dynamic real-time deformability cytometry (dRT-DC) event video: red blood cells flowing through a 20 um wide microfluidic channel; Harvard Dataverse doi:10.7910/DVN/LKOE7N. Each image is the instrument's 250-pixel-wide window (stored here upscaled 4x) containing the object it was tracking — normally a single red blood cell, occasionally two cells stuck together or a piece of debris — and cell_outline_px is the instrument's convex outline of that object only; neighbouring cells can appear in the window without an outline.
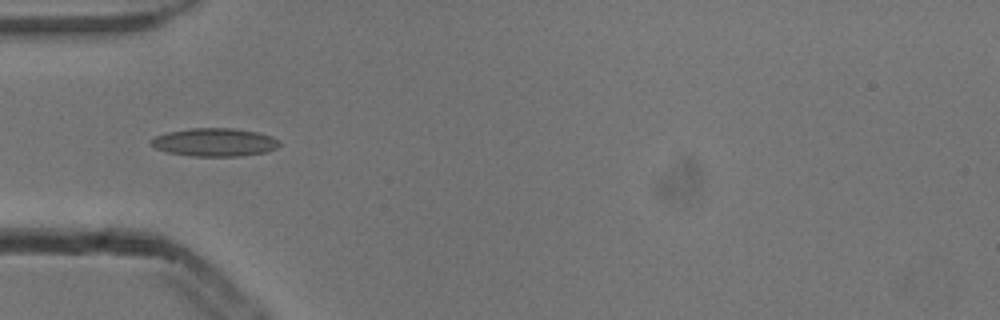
{"species": "common noctule bat (a hibernating species)", "species_latin": "Nyctalus noctula", "temperature_condition": "cold", "stored_images_in_passage": 6, "camera_frame_rate_fps": 3000, "um_per_image_px": 0.085, "animal": {"sex": "male", "body_mass_g": 13.3}, "frame": {"image": 1, "passage_image": 5, "time_ms": 1.333, "image_size_px": [1000, 320], "cell_outline_px": [[280, 144], [276, 148], [264, 152], [240, 156], [192, 156], [168, 152], [156, 148], [152, 144], [152, 140], [156, 136], [168, 132], [192, 128], [232, 128], [256, 132], [272, 136], [280, 140]], "centroid_in_image_um": [18.28, 12.09], "position_along_channel_um": 66.7, "area_um2": 20.81}}
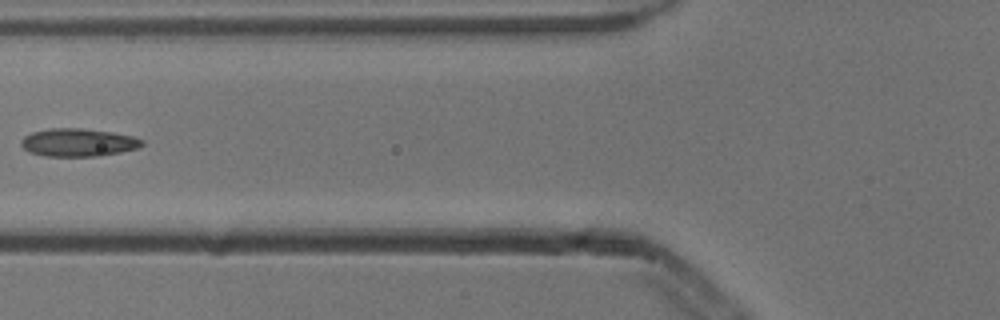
{"frame": {"image": 2, "passage_image": 6, "time_ms": 1.667, "image_size_px": [1000, 320], "cell_outline_px": [[144, 144], [136, 148], [120, 152], [100, 156], [44, 156], [28, 152], [20, 144], [20, 140], [24, 136], [32, 132], [48, 128], [80, 128], [112, 132], [132, 136], [144, 140]], "centroid_in_image_um": [6.61, 12.11], "position_along_channel_um": 119.2, "area_um2": 19.77}}